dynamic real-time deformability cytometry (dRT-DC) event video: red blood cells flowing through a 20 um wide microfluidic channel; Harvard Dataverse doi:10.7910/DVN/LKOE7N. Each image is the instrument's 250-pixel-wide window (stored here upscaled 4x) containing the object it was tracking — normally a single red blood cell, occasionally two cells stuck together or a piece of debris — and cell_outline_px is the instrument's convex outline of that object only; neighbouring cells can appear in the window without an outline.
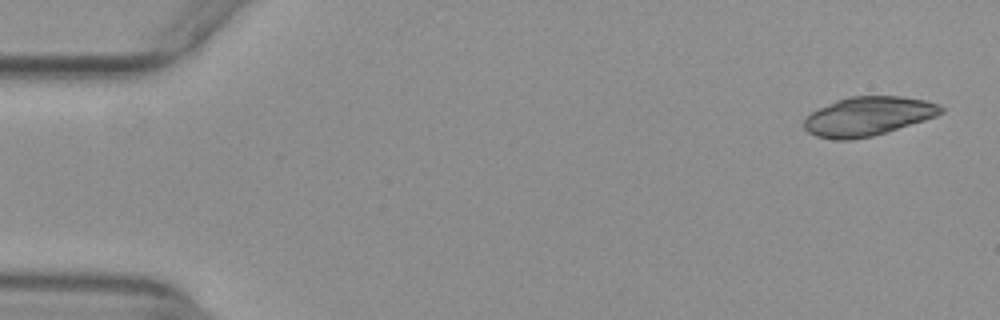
{"species": "common noctule bat (a hibernating species)", "species_latin": "Nyctalus noctula", "temperature_condition": "warm", "stored_images_in_passage": 14, "camera_frame_rate_fps": 3000, "um_per_image_px": 0.085, "animal": {"sex": "female", "body_mass_g": 29.2, "forearm_length_mm": 56.3}, "frame": {"image": 1, "passage_image": 1, "time_ms": 0.0, "image_size_px": [1000, 320], "cell_outline_px": [[944, 112], [936, 116], [924, 120], [872, 136], [852, 140], [832, 140], [816, 136], [808, 132], [804, 128], [804, 120], [812, 112], [836, 100], [848, 96], [900, 96], [924, 100], [940, 104], [944, 108]], "centroid_in_image_um": [73.78, 9.88], "position_along_channel_um": 11.2, "area_um2": 31.04}}